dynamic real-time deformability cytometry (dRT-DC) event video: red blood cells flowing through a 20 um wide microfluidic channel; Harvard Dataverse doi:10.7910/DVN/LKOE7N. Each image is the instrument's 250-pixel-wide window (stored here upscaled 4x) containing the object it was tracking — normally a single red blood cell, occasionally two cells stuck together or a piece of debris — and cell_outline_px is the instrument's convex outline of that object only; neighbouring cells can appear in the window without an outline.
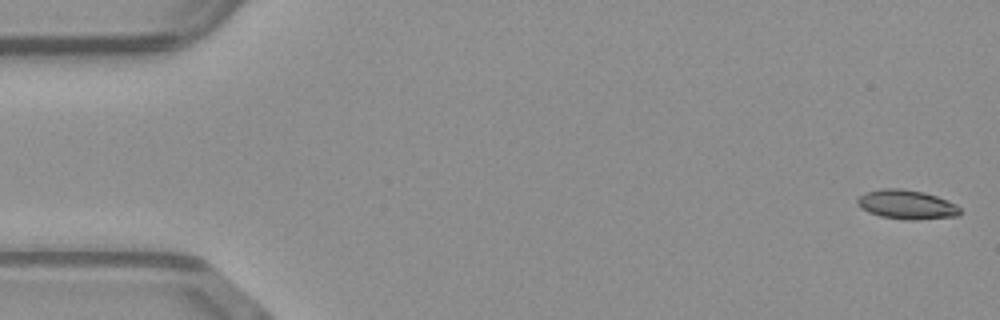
{"species": "common noctule bat (a hibernating species)", "species_latin": "Nyctalus noctula", "temperature_condition": "warm", "stored_images_in_passage": 19, "camera_frame_rate_fps": 3000, "um_per_image_px": 0.085, "animal": {"sex": "male", "body_mass_g": 23.1, "forearm_length_mm": 52.7}, "frame": {"image": 1, "passage_image": 1, "time_ms": 0.0, "image_size_px": [1000, 320], "cell_outline_px": [[960, 216], [916, 220], [908, 220], [880, 216], [868, 212], [860, 208], [856, 204], [856, 200], [864, 192], [884, 188], [900, 188], [924, 192], [936, 196], [956, 204], [960, 208]], "centroid_in_image_um": [77.05, 17.39], "position_along_channel_um": 8.0, "area_um2": 17.63}}
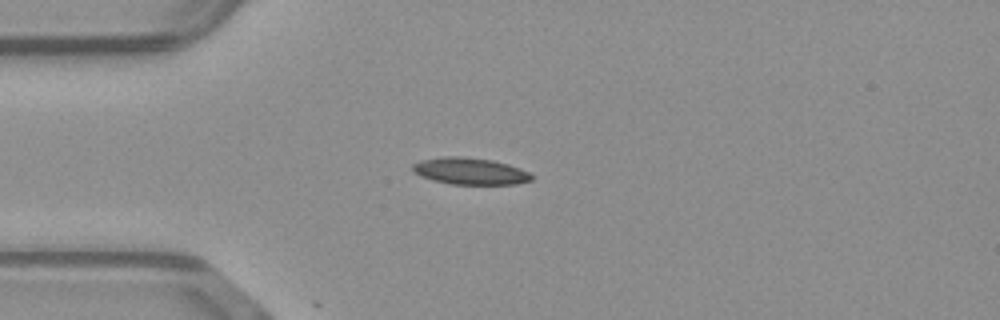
{"frame": {"image": 2, "passage_image": 13, "time_ms": 4.0, "image_size_px": [1000, 320], "cell_outline_px": [[532, 180], [516, 184], [452, 184], [432, 180], [420, 176], [412, 172], [412, 164], [420, 160], [444, 156], [460, 156], [492, 160], [508, 164], [520, 168], [528, 172], [532, 176]], "centroid_in_image_um": [39.91, 14.54], "position_along_channel_um": 45.1, "area_um2": 18.61}}
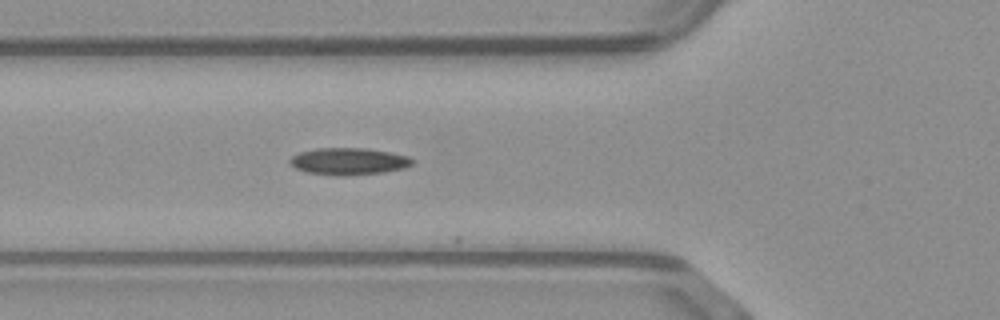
{"frame": {"image": 3, "passage_image": 18, "time_ms": 5.667, "image_size_px": [1000, 320], "cell_outline_px": [[416, 160], [412, 164], [404, 168], [384, 172], [344, 176], [336, 176], [308, 172], [296, 168], [288, 160], [292, 156], [300, 152], [316, 148], [368, 148], [408, 156]], "centroid_in_image_um": [29.66, 13.71], "position_along_channel_um": 96.1, "area_um2": 19.25}}